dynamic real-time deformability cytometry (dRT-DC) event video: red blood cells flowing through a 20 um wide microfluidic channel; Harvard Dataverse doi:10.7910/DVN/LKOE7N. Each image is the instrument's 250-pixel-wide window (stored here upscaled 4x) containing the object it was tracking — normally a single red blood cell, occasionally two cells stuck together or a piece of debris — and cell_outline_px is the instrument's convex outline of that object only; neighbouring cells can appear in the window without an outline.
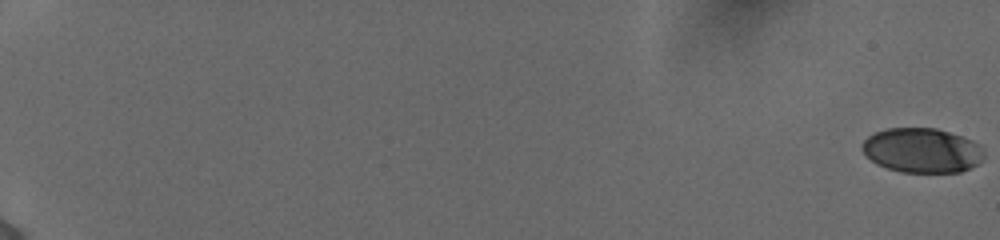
{"species": "human", "species_latin": "Homo sapiens", "temperature_condition": "cold", "stored_images_in_passage": 57, "camera_frame_rate_fps": 3000, "um_per_image_px": 0.085, "donor": {"sex": "female"}, "frame": {"image": 1, "passage_image": 1, "time_ms": 0.0, "image_size_px": [1000, 240], "cell_outline_px": [[984, 160], [960, 172], [900, 172], [876, 164], [860, 148], [860, 144], [868, 136], [876, 132], [888, 128], [936, 128], [972, 140], [980, 144], [984, 148]], "centroid_in_image_um": [78.38, 12.78], "position_along_channel_um": 6.6, "area_um2": 31.73}}
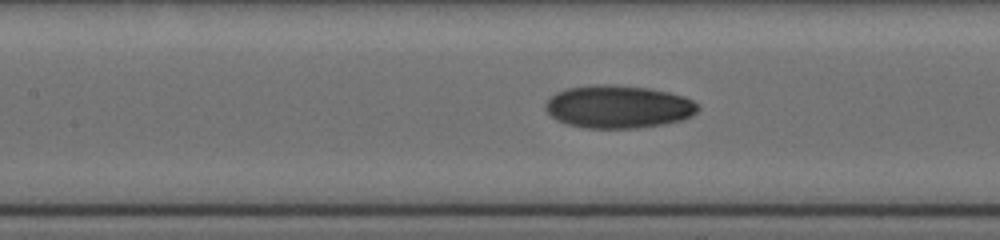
{"frame": {"image": 2, "passage_image": 31, "time_ms": 10.0, "image_size_px": [1000, 240], "cell_outline_px": [[700, 108], [692, 116], [680, 120], [664, 124], [636, 128], [584, 128], [568, 124], [556, 120], [544, 108], [544, 104], [556, 92], [564, 88], [592, 84], [616, 84], [648, 88], [668, 92], [684, 96], [692, 100]], "centroid_in_image_um": [52.53, 9.06], "position_along_channel_um": 154.9, "area_um2": 38.32}}
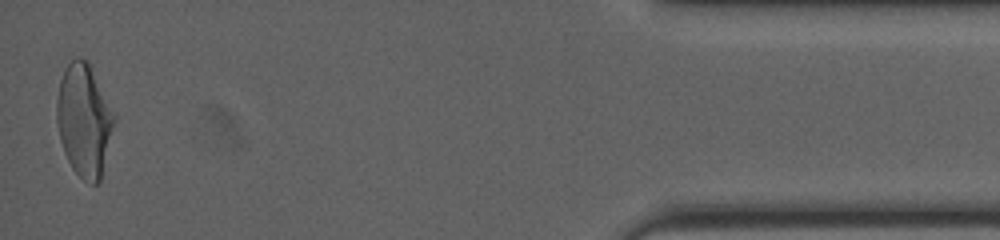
{"frame": {"image": 3, "passage_image": 57, "time_ms": 18.667, "image_size_px": [1000, 240], "cell_outline_px": [[116, 120], [100, 180], [96, 184], [92, 184], [84, 180], [72, 168], [64, 152], [60, 140], [56, 120], [56, 100], [60, 80], [64, 68], [72, 60], [80, 56], [88, 60], [116, 116]], "centroid_in_image_um": [7.15, 10.19], "position_along_channel_um": 428.1, "area_um2": 37.8}, "authors_computed_cell_mechanics": {"area_um2": 35.3736, "velocity_mm_per_s": 3.89, "shape_relaxation_time_tau1_ms": 7.292, "shape_relaxation_time_tau2_ms": 2.0118, "deformation_change_tau1": 0.206, "deformation_change_tau2": 0.0632}}